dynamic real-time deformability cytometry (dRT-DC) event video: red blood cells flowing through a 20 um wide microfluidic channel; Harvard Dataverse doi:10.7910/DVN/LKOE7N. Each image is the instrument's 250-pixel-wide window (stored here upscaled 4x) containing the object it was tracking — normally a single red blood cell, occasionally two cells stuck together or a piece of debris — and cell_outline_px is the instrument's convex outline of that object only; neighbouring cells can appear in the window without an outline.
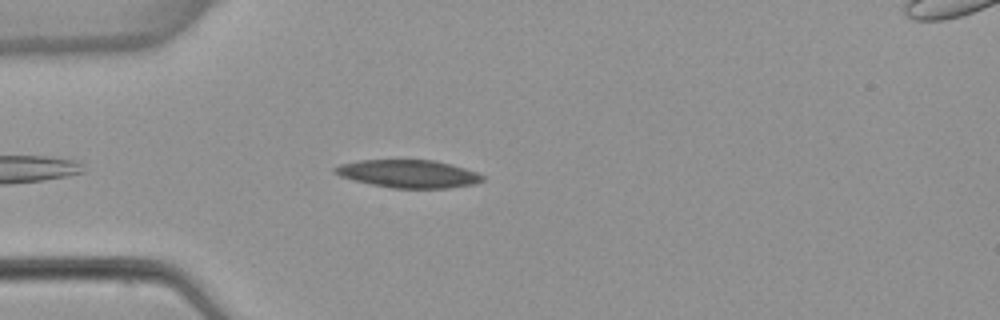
{"species": "common noctule bat (a hibernating species)", "species_latin": "Nyctalus noctula", "temperature_condition": "warm", "stored_images_in_passage": 1, "camera_frame_rate_fps": 3000, "um_per_image_px": 0.085, "animal": {"sex": "female", "body_mass_g": 22.7, "forearm_length_mm": 54.2}, "frame": {"image": 1, "passage_image": 1, "time_ms": 0.0, "image_size_px": [1000, 320], "cell_outline_px": [[484, 180], [472, 184], [448, 188], [392, 188], [372, 184], [340, 176], [332, 172], [332, 168], [340, 164], [360, 160], [432, 160], [464, 168], [476, 172], [484, 176]], "centroid_in_image_um": [34.68, 14.77], "position_along_channel_um": 50.3, "area_um2": 23.7}}